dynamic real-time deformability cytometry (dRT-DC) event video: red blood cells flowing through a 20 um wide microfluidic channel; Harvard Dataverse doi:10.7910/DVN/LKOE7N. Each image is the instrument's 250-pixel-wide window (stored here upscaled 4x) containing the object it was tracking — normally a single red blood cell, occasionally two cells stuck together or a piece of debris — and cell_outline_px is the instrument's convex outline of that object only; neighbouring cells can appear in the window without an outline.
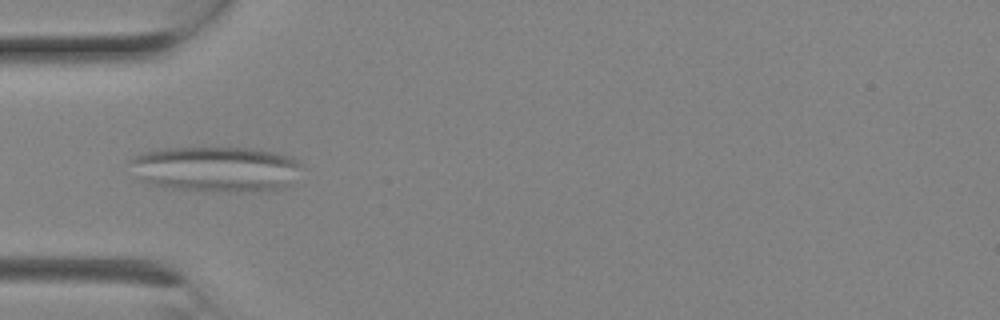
{"species": "Egyptian fruit bat (a non-hibernating species)", "species_latin": "Rousettus aegyptiacus", "temperature_condition": "room temperature", "stored_images_in_passage": 3, "camera_frame_rate_fps": 3000, "um_per_image_px": 0.085, "animal": {"sex": "female"}, "frame": {"image": 1, "passage_image": 3, "time_ms": 0.667, "image_size_px": [1000, 320], "cell_outline_px": [[300, 164], [292, 184], [284, 188], [240, 192], [228, 192], [172, 188], [148, 184], [136, 180], [128, 164], [128, 160], [144, 152], [164, 148], [252, 148], [292, 156]], "centroid_in_image_um": [18.28, 14.37], "position_along_channel_um": 66.7, "area_um2": 45.72}}